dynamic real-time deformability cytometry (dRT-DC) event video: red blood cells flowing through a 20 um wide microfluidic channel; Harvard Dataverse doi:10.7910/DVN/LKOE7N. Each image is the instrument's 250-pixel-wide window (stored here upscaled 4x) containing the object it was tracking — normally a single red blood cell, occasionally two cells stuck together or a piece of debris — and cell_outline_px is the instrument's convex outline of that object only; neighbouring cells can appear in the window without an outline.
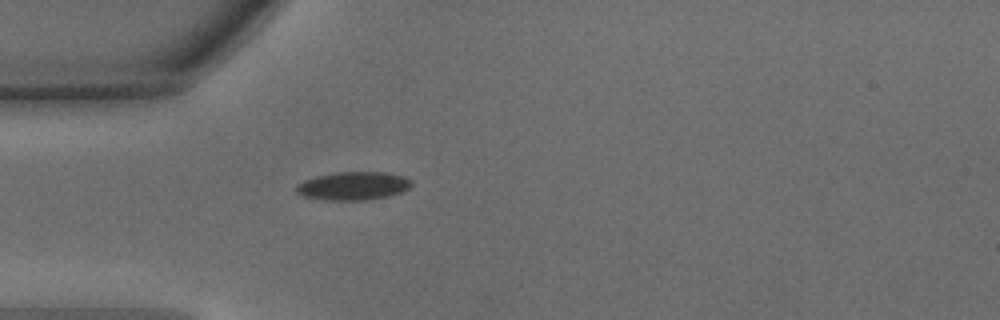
{"species": "common noctule bat (a hibernating species)", "species_latin": "Nyctalus noctula", "temperature_condition": "warm", "stored_images_in_passage": 34, "camera_frame_rate_fps": 3000, "um_per_image_px": 0.085, "animal": {"sex": "male", "body_mass_g": 15.6}, "frame": {"image": 1, "passage_image": 1, "time_ms": 0.0, "image_size_px": [1000, 320], "cell_outline_px": [[412, 184], [408, 188], [400, 192], [388, 196], [368, 200], [324, 200], [304, 196], [296, 192], [296, 184], [304, 180], [316, 176], [336, 172], [384, 172], [404, 176], [412, 180]], "centroid_in_image_um": [30.01, 15.8], "position_along_channel_um": 55.0, "area_um2": 19.02}}
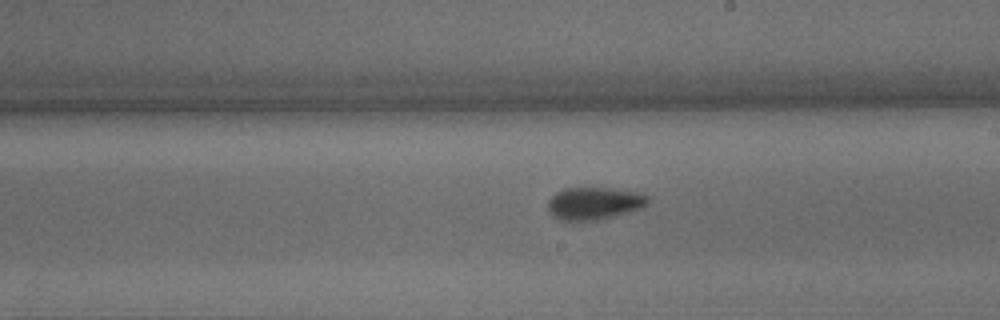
{"frame": {"image": 2, "passage_image": 14, "time_ms": 4.333, "image_size_px": [1000, 320], "cell_outline_px": [[648, 204], [640, 208], [616, 216], [596, 220], [560, 220], [552, 216], [548, 212], [548, 200], [556, 192], [564, 188], [608, 188], [640, 192], [648, 196]], "centroid_in_image_um": [50.49, 17.28], "position_along_channel_um": 238.5, "area_um2": 18.96}}
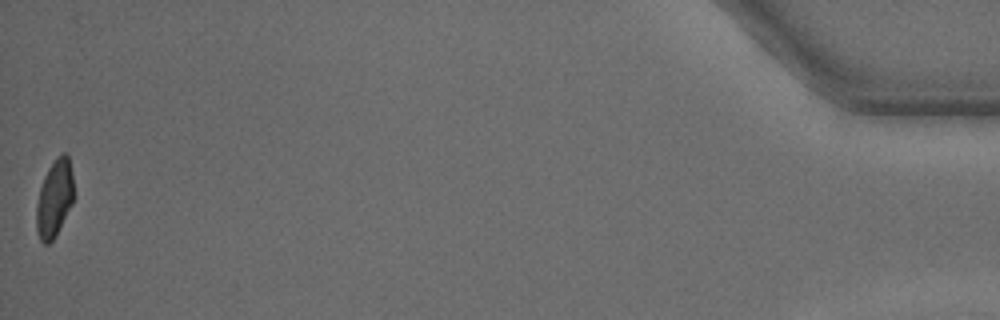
{"frame": {"image": 3, "passage_image": 34, "time_ms": 11.0, "image_size_px": [1000, 320], "cell_outline_px": [[76, 196], [56, 236], [48, 244], [44, 244], [40, 240], [36, 228], [36, 204], [40, 188], [44, 176], [48, 168], [56, 156], [60, 152], [64, 152], [68, 156], [72, 172]], "centroid_in_image_um": [4.65, 16.84], "position_along_channel_um": 430.5, "area_um2": 17.28}, "authors_computed_cell_mechanics": {"area_um2": 18.4382, "velocity_mm_per_s": 4.341, "shape_relaxation_time_tau1_ms": 2.7423, "shape_relaxation_time_tau2_ms": 1.4787, "deformation_change_tau1": 0.144, "deformation_change_tau2": 0.0473}}